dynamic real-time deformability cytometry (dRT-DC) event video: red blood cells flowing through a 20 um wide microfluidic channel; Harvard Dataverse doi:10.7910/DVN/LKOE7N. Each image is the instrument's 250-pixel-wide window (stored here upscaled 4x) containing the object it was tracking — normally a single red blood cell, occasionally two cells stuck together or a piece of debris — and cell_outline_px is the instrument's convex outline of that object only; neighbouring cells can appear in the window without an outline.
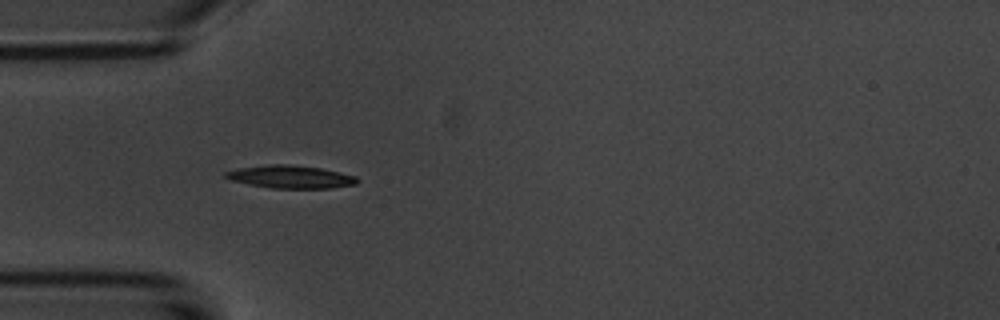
{"species": "common noctule bat (a hibernating species)", "species_latin": "Nyctalus noctula", "temperature_condition": "room temperature", "stored_images_in_passage": 10, "camera_frame_rate_fps": 3000, "um_per_image_px": 0.085, "animal": {"sex": "male", "body_mass_g": 20.1, "forearm_length_mm": 53.5}, "frame": {"image": 1, "passage_image": 4, "time_ms": 4.667, "image_size_px": [1000, 320], "cell_outline_px": [[360, 180], [356, 184], [332, 188], [272, 188], [248, 184], [232, 180], [224, 176], [224, 172], [236, 168], [268, 164], [288, 164], [320, 168], [340, 172], [356, 176]], "centroid_in_image_um": [24.7, 15.02], "position_along_channel_um": 60.3, "area_um2": 17.57}}
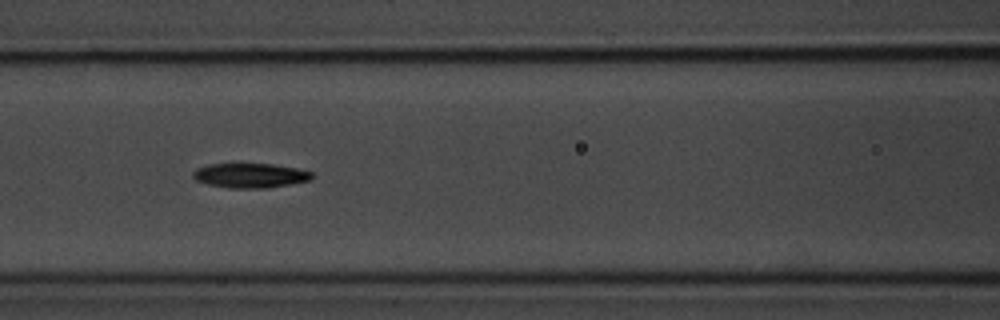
{"frame": {"image": 2, "passage_image": 6, "time_ms": 7.0, "image_size_px": [1000, 320], "cell_outline_px": [[312, 180], [292, 184], [268, 188], [228, 188], [208, 184], [196, 180], [192, 176], [192, 172], [196, 168], [208, 164], [232, 160], [272, 164], [296, 168], [312, 172]], "centroid_in_image_um": [21.21, 14.86], "position_along_channel_um": 145.4, "area_um2": 18.03}}
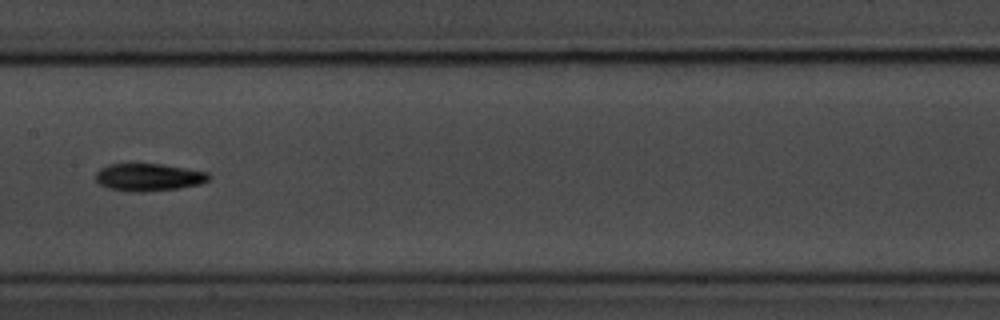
{"frame": {"image": 3, "passage_image": 7, "time_ms": 8.333, "image_size_px": [1000, 320], "cell_outline_px": [[212, 176], [208, 180], [200, 184], [180, 188], [144, 192], [128, 192], [108, 188], [100, 184], [96, 180], [96, 172], [100, 168], [112, 164], [160, 164], [208, 172]], "centroid_in_image_um": [12.64, 15.08], "position_along_channel_um": 194.8, "area_um2": 18.15}}